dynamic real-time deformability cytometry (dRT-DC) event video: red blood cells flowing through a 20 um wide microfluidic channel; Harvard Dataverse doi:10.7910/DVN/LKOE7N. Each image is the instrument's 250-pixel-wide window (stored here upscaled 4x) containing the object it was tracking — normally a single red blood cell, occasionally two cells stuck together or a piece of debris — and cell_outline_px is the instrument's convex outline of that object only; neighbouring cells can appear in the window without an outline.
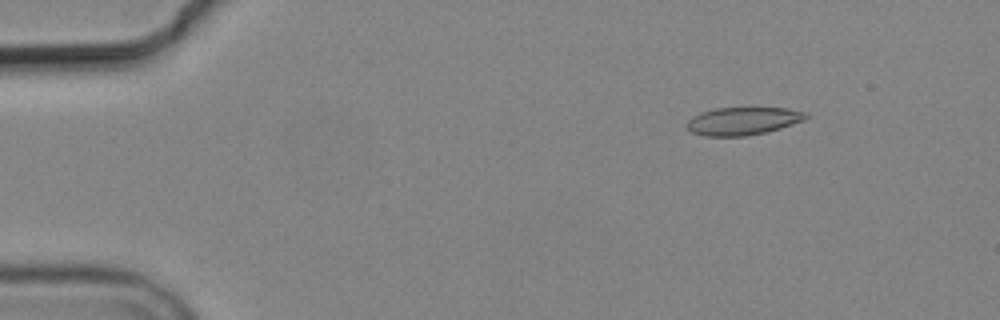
{"species": "common noctule bat (a hibernating species)", "species_latin": "Nyctalus noctula", "temperature_condition": "cold", "stored_images_in_passage": 8, "camera_frame_rate_fps": 3000, "um_per_image_px": 0.085, "animal": {"sex": "male", "body_mass_g": 19.2, "forearm_length_mm": 51.8}, "frame": {"image": 1, "passage_image": 3, "time_ms": 2.333, "image_size_px": [1000, 320], "cell_outline_px": [[808, 116], [804, 120], [780, 128], [764, 132], [744, 136], [704, 136], [692, 132], [684, 124], [692, 116], [700, 112], [716, 108], [788, 108], [808, 112]], "centroid_in_image_um": [63.13, 10.28], "position_along_channel_um": 21.9, "area_um2": 19.31}}
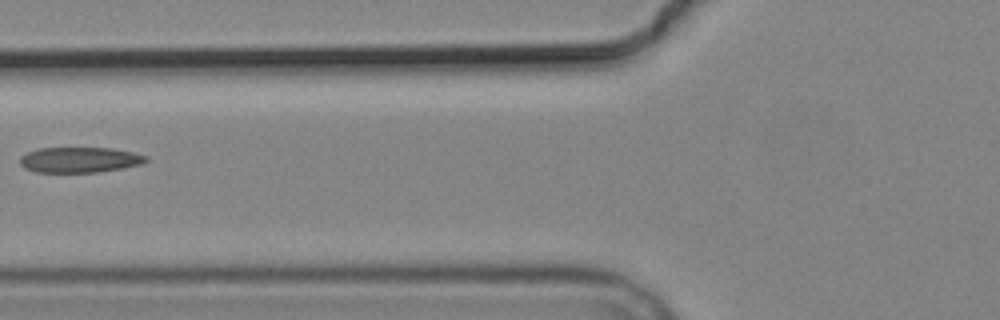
{"frame": {"image": 2, "passage_image": 7, "time_ms": 7.333, "image_size_px": [1000, 320], "cell_outline_px": [[148, 160], [144, 164], [96, 172], [36, 172], [24, 168], [20, 164], [20, 156], [36, 148], [112, 148], [132, 152], [148, 156]], "centroid_in_image_um": [6.76, 13.58], "position_along_channel_um": 119.0, "area_um2": 18.73}}
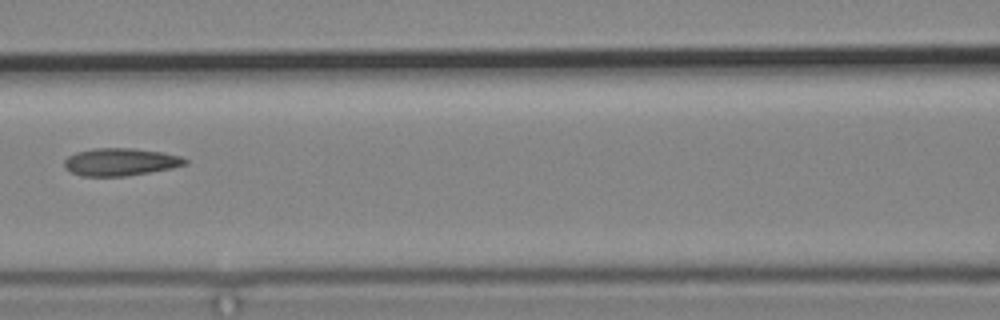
{"frame": {"image": 3, "passage_image": 8, "time_ms": 8.333, "image_size_px": [1000, 320], "cell_outline_px": [[188, 164], [172, 168], [124, 176], [80, 176], [64, 168], [64, 160], [68, 156], [76, 152], [92, 148], [132, 148], [164, 152], [180, 156], [188, 160]], "centroid_in_image_um": [10.23, 13.76], "position_along_channel_um": 156.4, "area_um2": 19.48}}